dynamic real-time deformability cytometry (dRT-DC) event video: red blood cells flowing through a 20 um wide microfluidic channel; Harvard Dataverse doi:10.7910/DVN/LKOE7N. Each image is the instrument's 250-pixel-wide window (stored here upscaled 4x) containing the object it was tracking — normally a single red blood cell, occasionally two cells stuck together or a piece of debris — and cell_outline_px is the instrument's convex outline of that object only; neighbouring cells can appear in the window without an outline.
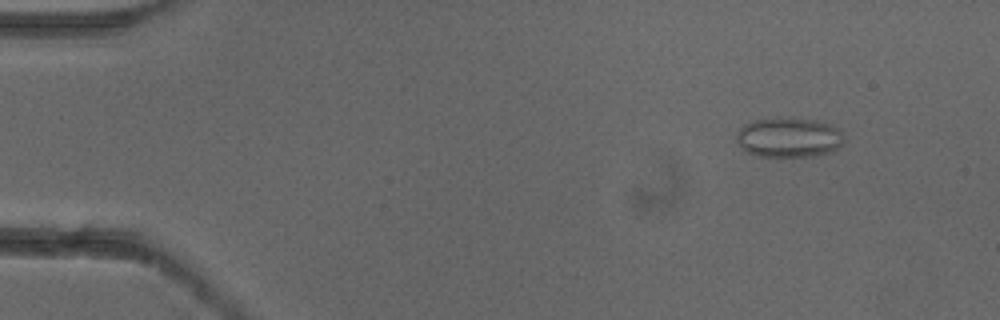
{"species": "common noctule bat (a hibernating species)", "species_latin": "Nyctalus noctula", "temperature_condition": "cold", "stored_images_in_passage": 4, "camera_frame_rate_fps": 3000, "um_per_image_px": 0.085, "animal": {"sex": "female"}, "frame": {"image": 1, "passage_image": 1, "time_ms": 0.0, "image_size_px": [1000, 320], "cell_outline_px": [[844, 140], [836, 152], [812, 156], [756, 156], [744, 152], [740, 148], [736, 140], [736, 136], [740, 128], [744, 124], [752, 120], [816, 120], [832, 124], [840, 128], [844, 136]], "centroid_in_image_um": [67.08, 11.73], "position_along_channel_um": 17.9, "area_um2": 24.91}}